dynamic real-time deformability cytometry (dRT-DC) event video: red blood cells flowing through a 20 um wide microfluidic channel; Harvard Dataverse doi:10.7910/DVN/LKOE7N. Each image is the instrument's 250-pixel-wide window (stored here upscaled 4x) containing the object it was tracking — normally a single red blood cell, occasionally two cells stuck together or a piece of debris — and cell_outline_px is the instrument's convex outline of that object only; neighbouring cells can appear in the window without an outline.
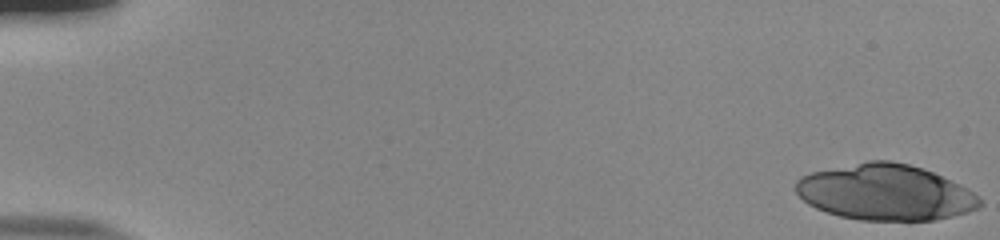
{"species": "human", "species_latin": "Homo sapiens", "temperature_condition": "room temperature", "stored_images_in_passage": 22, "camera_frame_rate_fps": 3000, "um_per_image_px": 0.085, "donor": {"sex": "male"}, "frame": {"image": 1, "passage_image": 1, "time_ms": 0.0, "image_size_px": [1000, 240], "cell_outline_px": [[984, 204], [980, 208], [968, 212], [936, 220], [860, 220], [840, 216], [816, 208], [808, 204], [796, 192], [796, 180], [800, 176], [812, 172], [868, 160], [892, 160], [908, 164], [932, 172], [960, 184], [972, 192]], "centroid_in_image_um": [75.25, 16.35], "position_along_channel_um": 9.7, "area_um2": 59.77}}
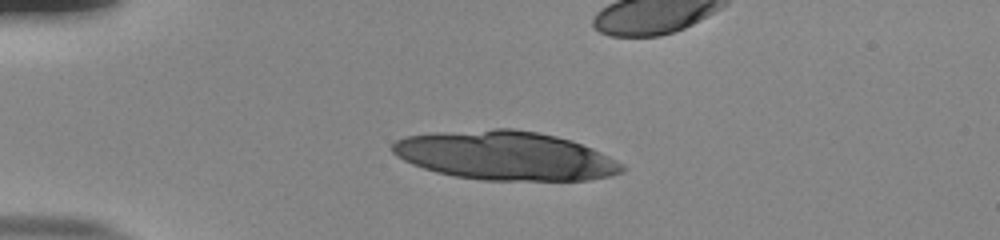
{"frame": {"image": 2, "passage_image": 14, "time_ms": 4.333, "image_size_px": [1000, 240], "cell_outline_px": [[628, 168], [624, 172], [608, 176], [588, 180], [484, 180], [452, 176], [436, 172], [412, 164], [396, 156], [392, 152], [392, 144], [396, 140], [404, 136], [432, 132], [492, 128], [512, 128], [536, 132], [556, 136], [572, 140], [592, 148], [624, 164]], "centroid_in_image_um": [42.94, 13.22], "position_along_channel_um": 42.1, "area_um2": 65.78}}